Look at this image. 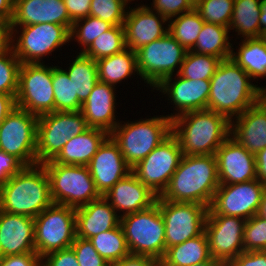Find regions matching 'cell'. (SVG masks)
<instances>
[{
    "mask_svg": "<svg viewBox=\"0 0 266 266\" xmlns=\"http://www.w3.org/2000/svg\"><path fill=\"white\" fill-rule=\"evenodd\" d=\"M219 185L215 155H183L159 197L173 202L199 203L209 208Z\"/></svg>",
    "mask_w": 266,
    "mask_h": 266,
    "instance_id": "1",
    "label": "cell"
},
{
    "mask_svg": "<svg viewBox=\"0 0 266 266\" xmlns=\"http://www.w3.org/2000/svg\"><path fill=\"white\" fill-rule=\"evenodd\" d=\"M250 80V76L233 60H222L210 79L206 110L219 113L231 122L260 100L261 87Z\"/></svg>",
    "mask_w": 266,
    "mask_h": 266,
    "instance_id": "2",
    "label": "cell"
},
{
    "mask_svg": "<svg viewBox=\"0 0 266 266\" xmlns=\"http://www.w3.org/2000/svg\"><path fill=\"white\" fill-rule=\"evenodd\" d=\"M172 134L183 155H215L231 134V122L214 111H191L172 119Z\"/></svg>",
    "mask_w": 266,
    "mask_h": 266,
    "instance_id": "3",
    "label": "cell"
},
{
    "mask_svg": "<svg viewBox=\"0 0 266 266\" xmlns=\"http://www.w3.org/2000/svg\"><path fill=\"white\" fill-rule=\"evenodd\" d=\"M53 204L48 174L42 164L25 166L1 186L0 210L38 216Z\"/></svg>",
    "mask_w": 266,
    "mask_h": 266,
    "instance_id": "4",
    "label": "cell"
},
{
    "mask_svg": "<svg viewBox=\"0 0 266 266\" xmlns=\"http://www.w3.org/2000/svg\"><path fill=\"white\" fill-rule=\"evenodd\" d=\"M120 123L109 135L131 168L172 134V120L168 115Z\"/></svg>",
    "mask_w": 266,
    "mask_h": 266,
    "instance_id": "5",
    "label": "cell"
},
{
    "mask_svg": "<svg viewBox=\"0 0 266 266\" xmlns=\"http://www.w3.org/2000/svg\"><path fill=\"white\" fill-rule=\"evenodd\" d=\"M120 225L132 255L161 261L165 255V224L159 209V196L150 208L121 216Z\"/></svg>",
    "mask_w": 266,
    "mask_h": 266,
    "instance_id": "6",
    "label": "cell"
},
{
    "mask_svg": "<svg viewBox=\"0 0 266 266\" xmlns=\"http://www.w3.org/2000/svg\"><path fill=\"white\" fill-rule=\"evenodd\" d=\"M42 165L49 177L54 204L78 208L101 197L87 166L65 165L53 160Z\"/></svg>",
    "mask_w": 266,
    "mask_h": 266,
    "instance_id": "7",
    "label": "cell"
},
{
    "mask_svg": "<svg viewBox=\"0 0 266 266\" xmlns=\"http://www.w3.org/2000/svg\"><path fill=\"white\" fill-rule=\"evenodd\" d=\"M19 27L20 33L17 28L8 30L9 44L21 64L43 63L42 57L71 41L70 29L65 25L40 23Z\"/></svg>",
    "mask_w": 266,
    "mask_h": 266,
    "instance_id": "8",
    "label": "cell"
},
{
    "mask_svg": "<svg viewBox=\"0 0 266 266\" xmlns=\"http://www.w3.org/2000/svg\"><path fill=\"white\" fill-rule=\"evenodd\" d=\"M35 251L41 257L71 247L76 238L75 208L52 204L34 218Z\"/></svg>",
    "mask_w": 266,
    "mask_h": 266,
    "instance_id": "9",
    "label": "cell"
},
{
    "mask_svg": "<svg viewBox=\"0 0 266 266\" xmlns=\"http://www.w3.org/2000/svg\"><path fill=\"white\" fill-rule=\"evenodd\" d=\"M88 128L81 111H54L38 116L37 164L53 160L68 139L83 133Z\"/></svg>",
    "mask_w": 266,
    "mask_h": 266,
    "instance_id": "10",
    "label": "cell"
},
{
    "mask_svg": "<svg viewBox=\"0 0 266 266\" xmlns=\"http://www.w3.org/2000/svg\"><path fill=\"white\" fill-rule=\"evenodd\" d=\"M187 50L169 33L136 51L137 67L142 80L154 89L163 79L180 71Z\"/></svg>",
    "mask_w": 266,
    "mask_h": 266,
    "instance_id": "11",
    "label": "cell"
},
{
    "mask_svg": "<svg viewBox=\"0 0 266 266\" xmlns=\"http://www.w3.org/2000/svg\"><path fill=\"white\" fill-rule=\"evenodd\" d=\"M15 99L16 107L37 116L54 112L52 67L44 63L21 64Z\"/></svg>",
    "mask_w": 266,
    "mask_h": 266,
    "instance_id": "12",
    "label": "cell"
},
{
    "mask_svg": "<svg viewBox=\"0 0 266 266\" xmlns=\"http://www.w3.org/2000/svg\"><path fill=\"white\" fill-rule=\"evenodd\" d=\"M38 116L16 107L0 124V150L14 155L25 166L37 164Z\"/></svg>",
    "mask_w": 266,
    "mask_h": 266,
    "instance_id": "13",
    "label": "cell"
},
{
    "mask_svg": "<svg viewBox=\"0 0 266 266\" xmlns=\"http://www.w3.org/2000/svg\"><path fill=\"white\" fill-rule=\"evenodd\" d=\"M183 157L178 139L171 134L154 148L131 172L156 196H160L168 186Z\"/></svg>",
    "mask_w": 266,
    "mask_h": 266,
    "instance_id": "14",
    "label": "cell"
},
{
    "mask_svg": "<svg viewBox=\"0 0 266 266\" xmlns=\"http://www.w3.org/2000/svg\"><path fill=\"white\" fill-rule=\"evenodd\" d=\"M159 209L165 224V253L205 231L208 207L199 203L173 202L159 197Z\"/></svg>",
    "mask_w": 266,
    "mask_h": 266,
    "instance_id": "15",
    "label": "cell"
},
{
    "mask_svg": "<svg viewBox=\"0 0 266 266\" xmlns=\"http://www.w3.org/2000/svg\"><path fill=\"white\" fill-rule=\"evenodd\" d=\"M264 187L258 179L219 185L207 215H227L248 220L258 212Z\"/></svg>",
    "mask_w": 266,
    "mask_h": 266,
    "instance_id": "16",
    "label": "cell"
},
{
    "mask_svg": "<svg viewBox=\"0 0 266 266\" xmlns=\"http://www.w3.org/2000/svg\"><path fill=\"white\" fill-rule=\"evenodd\" d=\"M246 220L227 215H207L205 233L213 259L228 265L244 251L243 233Z\"/></svg>",
    "mask_w": 266,
    "mask_h": 266,
    "instance_id": "17",
    "label": "cell"
},
{
    "mask_svg": "<svg viewBox=\"0 0 266 266\" xmlns=\"http://www.w3.org/2000/svg\"><path fill=\"white\" fill-rule=\"evenodd\" d=\"M220 185L257 179L255 154L246 150L231 135L215 153Z\"/></svg>",
    "mask_w": 266,
    "mask_h": 266,
    "instance_id": "18",
    "label": "cell"
},
{
    "mask_svg": "<svg viewBox=\"0 0 266 266\" xmlns=\"http://www.w3.org/2000/svg\"><path fill=\"white\" fill-rule=\"evenodd\" d=\"M172 77H166L154 88L164 95L167 94L168 100L175 105L174 109L177 108L175 110L178 113L168 115L171 120L187 112L207 109L210 80L186 79L177 73V79Z\"/></svg>",
    "mask_w": 266,
    "mask_h": 266,
    "instance_id": "19",
    "label": "cell"
},
{
    "mask_svg": "<svg viewBox=\"0 0 266 266\" xmlns=\"http://www.w3.org/2000/svg\"><path fill=\"white\" fill-rule=\"evenodd\" d=\"M87 167L101 196L132 170L110 135L99 146Z\"/></svg>",
    "mask_w": 266,
    "mask_h": 266,
    "instance_id": "20",
    "label": "cell"
},
{
    "mask_svg": "<svg viewBox=\"0 0 266 266\" xmlns=\"http://www.w3.org/2000/svg\"><path fill=\"white\" fill-rule=\"evenodd\" d=\"M169 22L167 18L155 13L147 5H141L136 8L127 9L124 20L125 42L126 47L136 52L143 46L154 40L164 37L169 28L163 27Z\"/></svg>",
    "mask_w": 266,
    "mask_h": 266,
    "instance_id": "21",
    "label": "cell"
},
{
    "mask_svg": "<svg viewBox=\"0 0 266 266\" xmlns=\"http://www.w3.org/2000/svg\"><path fill=\"white\" fill-rule=\"evenodd\" d=\"M40 23H55L71 29V21L63 0H14V11L8 29Z\"/></svg>",
    "mask_w": 266,
    "mask_h": 266,
    "instance_id": "22",
    "label": "cell"
},
{
    "mask_svg": "<svg viewBox=\"0 0 266 266\" xmlns=\"http://www.w3.org/2000/svg\"><path fill=\"white\" fill-rule=\"evenodd\" d=\"M34 218L0 210V257L36 253Z\"/></svg>",
    "mask_w": 266,
    "mask_h": 266,
    "instance_id": "23",
    "label": "cell"
},
{
    "mask_svg": "<svg viewBox=\"0 0 266 266\" xmlns=\"http://www.w3.org/2000/svg\"><path fill=\"white\" fill-rule=\"evenodd\" d=\"M103 197L121 216L150 208L157 197L132 172L119 180Z\"/></svg>",
    "mask_w": 266,
    "mask_h": 266,
    "instance_id": "24",
    "label": "cell"
},
{
    "mask_svg": "<svg viewBox=\"0 0 266 266\" xmlns=\"http://www.w3.org/2000/svg\"><path fill=\"white\" fill-rule=\"evenodd\" d=\"M115 87L101 81L96 83L80 110L88 127L102 129L110 134L118 125L119 121L115 117Z\"/></svg>",
    "mask_w": 266,
    "mask_h": 266,
    "instance_id": "25",
    "label": "cell"
},
{
    "mask_svg": "<svg viewBox=\"0 0 266 266\" xmlns=\"http://www.w3.org/2000/svg\"><path fill=\"white\" fill-rule=\"evenodd\" d=\"M230 135L250 153L263 150L266 147V105L259 100L232 119Z\"/></svg>",
    "mask_w": 266,
    "mask_h": 266,
    "instance_id": "26",
    "label": "cell"
},
{
    "mask_svg": "<svg viewBox=\"0 0 266 266\" xmlns=\"http://www.w3.org/2000/svg\"><path fill=\"white\" fill-rule=\"evenodd\" d=\"M76 237L89 239L120 225L121 215L101 196L99 199L75 208Z\"/></svg>",
    "mask_w": 266,
    "mask_h": 266,
    "instance_id": "27",
    "label": "cell"
},
{
    "mask_svg": "<svg viewBox=\"0 0 266 266\" xmlns=\"http://www.w3.org/2000/svg\"><path fill=\"white\" fill-rule=\"evenodd\" d=\"M108 136L102 129L89 127L83 133L68 139L53 161L65 165L87 166Z\"/></svg>",
    "mask_w": 266,
    "mask_h": 266,
    "instance_id": "28",
    "label": "cell"
},
{
    "mask_svg": "<svg viewBox=\"0 0 266 266\" xmlns=\"http://www.w3.org/2000/svg\"><path fill=\"white\" fill-rule=\"evenodd\" d=\"M208 238L205 231L166 250L161 266H192L210 260Z\"/></svg>",
    "mask_w": 266,
    "mask_h": 266,
    "instance_id": "29",
    "label": "cell"
},
{
    "mask_svg": "<svg viewBox=\"0 0 266 266\" xmlns=\"http://www.w3.org/2000/svg\"><path fill=\"white\" fill-rule=\"evenodd\" d=\"M98 81L115 86L122 80L131 77L134 73L139 75L136 52L126 48L112 56L96 61Z\"/></svg>",
    "mask_w": 266,
    "mask_h": 266,
    "instance_id": "30",
    "label": "cell"
},
{
    "mask_svg": "<svg viewBox=\"0 0 266 266\" xmlns=\"http://www.w3.org/2000/svg\"><path fill=\"white\" fill-rule=\"evenodd\" d=\"M229 28L214 23L203 24L197 41L191 51L226 60L231 57L232 43L229 42Z\"/></svg>",
    "mask_w": 266,
    "mask_h": 266,
    "instance_id": "31",
    "label": "cell"
},
{
    "mask_svg": "<svg viewBox=\"0 0 266 266\" xmlns=\"http://www.w3.org/2000/svg\"><path fill=\"white\" fill-rule=\"evenodd\" d=\"M238 51L231 52L230 59L240 66L253 80L266 78V45L258 38L241 40Z\"/></svg>",
    "mask_w": 266,
    "mask_h": 266,
    "instance_id": "32",
    "label": "cell"
},
{
    "mask_svg": "<svg viewBox=\"0 0 266 266\" xmlns=\"http://www.w3.org/2000/svg\"><path fill=\"white\" fill-rule=\"evenodd\" d=\"M65 71L69 76V80L73 82L79 102L83 104L98 82L96 61L79 52L68 70Z\"/></svg>",
    "mask_w": 266,
    "mask_h": 266,
    "instance_id": "33",
    "label": "cell"
},
{
    "mask_svg": "<svg viewBox=\"0 0 266 266\" xmlns=\"http://www.w3.org/2000/svg\"><path fill=\"white\" fill-rule=\"evenodd\" d=\"M260 4L261 0H234L229 30H235L244 39L258 38Z\"/></svg>",
    "mask_w": 266,
    "mask_h": 266,
    "instance_id": "34",
    "label": "cell"
},
{
    "mask_svg": "<svg viewBox=\"0 0 266 266\" xmlns=\"http://www.w3.org/2000/svg\"><path fill=\"white\" fill-rule=\"evenodd\" d=\"M89 241L111 266L130 255L121 225L97 234L89 238Z\"/></svg>",
    "mask_w": 266,
    "mask_h": 266,
    "instance_id": "35",
    "label": "cell"
},
{
    "mask_svg": "<svg viewBox=\"0 0 266 266\" xmlns=\"http://www.w3.org/2000/svg\"><path fill=\"white\" fill-rule=\"evenodd\" d=\"M173 18L175 19H169L166 24L169 28L168 33L187 51L191 50L202 30L204 20L195 9Z\"/></svg>",
    "mask_w": 266,
    "mask_h": 266,
    "instance_id": "36",
    "label": "cell"
},
{
    "mask_svg": "<svg viewBox=\"0 0 266 266\" xmlns=\"http://www.w3.org/2000/svg\"><path fill=\"white\" fill-rule=\"evenodd\" d=\"M52 86L54 88V111H80L82 104L75 94L73 82L62 67L52 65Z\"/></svg>",
    "mask_w": 266,
    "mask_h": 266,
    "instance_id": "37",
    "label": "cell"
},
{
    "mask_svg": "<svg viewBox=\"0 0 266 266\" xmlns=\"http://www.w3.org/2000/svg\"><path fill=\"white\" fill-rule=\"evenodd\" d=\"M126 48L124 27L123 25H115L98 36L82 53L97 61L119 53Z\"/></svg>",
    "mask_w": 266,
    "mask_h": 266,
    "instance_id": "38",
    "label": "cell"
},
{
    "mask_svg": "<svg viewBox=\"0 0 266 266\" xmlns=\"http://www.w3.org/2000/svg\"><path fill=\"white\" fill-rule=\"evenodd\" d=\"M221 61L218 57L189 50L178 74L191 80H210Z\"/></svg>",
    "mask_w": 266,
    "mask_h": 266,
    "instance_id": "39",
    "label": "cell"
},
{
    "mask_svg": "<svg viewBox=\"0 0 266 266\" xmlns=\"http://www.w3.org/2000/svg\"><path fill=\"white\" fill-rule=\"evenodd\" d=\"M112 25L100 18L88 15L85 18L76 20L70 29V40L77 41L81 47L80 53L85 51L93 41L111 28Z\"/></svg>",
    "mask_w": 266,
    "mask_h": 266,
    "instance_id": "40",
    "label": "cell"
},
{
    "mask_svg": "<svg viewBox=\"0 0 266 266\" xmlns=\"http://www.w3.org/2000/svg\"><path fill=\"white\" fill-rule=\"evenodd\" d=\"M20 65L10 44L0 49V94L16 96Z\"/></svg>",
    "mask_w": 266,
    "mask_h": 266,
    "instance_id": "41",
    "label": "cell"
},
{
    "mask_svg": "<svg viewBox=\"0 0 266 266\" xmlns=\"http://www.w3.org/2000/svg\"><path fill=\"white\" fill-rule=\"evenodd\" d=\"M234 8V0H202L194 9L204 22L229 28Z\"/></svg>",
    "mask_w": 266,
    "mask_h": 266,
    "instance_id": "42",
    "label": "cell"
},
{
    "mask_svg": "<svg viewBox=\"0 0 266 266\" xmlns=\"http://www.w3.org/2000/svg\"><path fill=\"white\" fill-rule=\"evenodd\" d=\"M127 7L122 0H91L89 15L100 18L112 26L123 25Z\"/></svg>",
    "mask_w": 266,
    "mask_h": 266,
    "instance_id": "43",
    "label": "cell"
},
{
    "mask_svg": "<svg viewBox=\"0 0 266 266\" xmlns=\"http://www.w3.org/2000/svg\"><path fill=\"white\" fill-rule=\"evenodd\" d=\"M243 246L244 251H266V219L256 214L246 220Z\"/></svg>",
    "mask_w": 266,
    "mask_h": 266,
    "instance_id": "44",
    "label": "cell"
},
{
    "mask_svg": "<svg viewBox=\"0 0 266 266\" xmlns=\"http://www.w3.org/2000/svg\"><path fill=\"white\" fill-rule=\"evenodd\" d=\"M71 248L79 266H111L94 248L89 239L76 237Z\"/></svg>",
    "mask_w": 266,
    "mask_h": 266,
    "instance_id": "45",
    "label": "cell"
},
{
    "mask_svg": "<svg viewBox=\"0 0 266 266\" xmlns=\"http://www.w3.org/2000/svg\"><path fill=\"white\" fill-rule=\"evenodd\" d=\"M151 5L152 10L168 20L194 9L189 0H153Z\"/></svg>",
    "mask_w": 266,
    "mask_h": 266,
    "instance_id": "46",
    "label": "cell"
},
{
    "mask_svg": "<svg viewBox=\"0 0 266 266\" xmlns=\"http://www.w3.org/2000/svg\"><path fill=\"white\" fill-rule=\"evenodd\" d=\"M25 165L14 155L0 150V185L6 184L11 177L21 171Z\"/></svg>",
    "mask_w": 266,
    "mask_h": 266,
    "instance_id": "47",
    "label": "cell"
},
{
    "mask_svg": "<svg viewBox=\"0 0 266 266\" xmlns=\"http://www.w3.org/2000/svg\"><path fill=\"white\" fill-rule=\"evenodd\" d=\"M42 266H79L74 250L69 247L47 254Z\"/></svg>",
    "mask_w": 266,
    "mask_h": 266,
    "instance_id": "48",
    "label": "cell"
},
{
    "mask_svg": "<svg viewBox=\"0 0 266 266\" xmlns=\"http://www.w3.org/2000/svg\"><path fill=\"white\" fill-rule=\"evenodd\" d=\"M0 266H42V258L37 253L3 256Z\"/></svg>",
    "mask_w": 266,
    "mask_h": 266,
    "instance_id": "49",
    "label": "cell"
},
{
    "mask_svg": "<svg viewBox=\"0 0 266 266\" xmlns=\"http://www.w3.org/2000/svg\"><path fill=\"white\" fill-rule=\"evenodd\" d=\"M227 266H266V251H243Z\"/></svg>",
    "mask_w": 266,
    "mask_h": 266,
    "instance_id": "50",
    "label": "cell"
},
{
    "mask_svg": "<svg viewBox=\"0 0 266 266\" xmlns=\"http://www.w3.org/2000/svg\"><path fill=\"white\" fill-rule=\"evenodd\" d=\"M69 17L74 23L76 20L85 18L90 13L91 0H63Z\"/></svg>",
    "mask_w": 266,
    "mask_h": 266,
    "instance_id": "51",
    "label": "cell"
},
{
    "mask_svg": "<svg viewBox=\"0 0 266 266\" xmlns=\"http://www.w3.org/2000/svg\"><path fill=\"white\" fill-rule=\"evenodd\" d=\"M112 266H161V261L147 256L132 255L124 257Z\"/></svg>",
    "mask_w": 266,
    "mask_h": 266,
    "instance_id": "52",
    "label": "cell"
},
{
    "mask_svg": "<svg viewBox=\"0 0 266 266\" xmlns=\"http://www.w3.org/2000/svg\"><path fill=\"white\" fill-rule=\"evenodd\" d=\"M16 108V99L14 95L0 94V124L6 119V116Z\"/></svg>",
    "mask_w": 266,
    "mask_h": 266,
    "instance_id": "53",
    "label": "cell"
},
{
    "mask_svg": "<svg viewBox=\"0 0 266 266\" xmlns=\"http://www.w3.org/2000/svg\"><path fill=\"white\" fill-rule=\"evenodd\" d=\"M257 179L266 185V147L255 154Z\"/></svg>",
    "mask_w": 266,
    "mask_h": 266,
    "instance_id": "54",
    "label": "cell"
},
{
    "mask_svg": "<svg viewBox=\"0 0 266 266\" xmlns=\"http://www.w3.org/2000/svg\"><path fill=\"white\" fill-rule=\"evenodd\" d=\"M14 0H0V19L9 24L13 17Z\"/></svg>",
    "mask_w": 266,
    "mask_h": 266,
    "instance_id": "55",
    "label": "cell"
},
{
    "mask_svg": "<svg viewBox=\"0 0 266 266\" xmlns=\"http://www.w3.org/2000/svg\"><path fill=\"white\" fill-rule=\"evenodd\" d=\"M9 44L8 24L0 19V49Z\"/></svg>",
    "mask_w": 266,
    "mask_h": 266,
    "instance_id": "56",
    "label": "cell"
},
{
    "mask_svg": "<svg viewBox=\"0 0 266 266\" xmlns=\"http://www.w3.org/2000/svg\"><path fill=\"white\" fill-rule=\"evenodd\" d=\"M260 18H259V37L260 34L266 31V0H261L260 4Z\"/></svg>",
    "mask_w": 266,
    "mask_h": 266,
    "instance_id": "57",
    "label": "cell"
},
{
    "mask_svg": "<svg viewBox=\"0 0 266 266\" xmlns=\"http://www.w3.org/2000/svg\"><path fill=\"white\" fill-rule=\"evenodd\" d=\"M257 215L266 219V185L263 189L261 203H260Z\"/></svg>",
    "mask_w": 266,
    "mask_h": 266,
    "instance_id": "58",
    "label": "cell"
},
{
    "mask_svg": "<svg viewBox=\"0 0 266 266\" xmlns=\"http://www.w3.org/2000/svg\"><path fill=\"white\" fill-rule=\"evenodd\" d=\"M192 266H227L225 263H223L222 261L219 260H215L213 258H211L208 261L205 262H201Z\"/></svg>",
    "mask_w": 266,
    "mask_h": 266,
    "instance_id": "59",
    "label": "cell"
},
{
    "mask_svg": "<svg viewBox=\"0 0 266 266\" xmlns=\"http://www.w3.org/2000/svg\"><path fill=\"white\" fill-rule=\"evenodd\" d=\"M260 100L266 105V88L261 87Z\"/></svg>",
    "mask_w": 266,
    "mask_h": 266,
    "instance_id": "60",
    "label": "cell"
},
{
    "mask_svg": "<svg viewBox=\"0 0 266 266\" xmlns=\"http://www.w3.org/2000/svg\"><path fill=\"white\" fill-rule=\"evenodd\" d=\"M263 43L266 45V31L262 32L259 37Z\"/></svg>",
    "mask_w": 266,
    "mask_h": 266,
    "instance_id": "61",
    "label": "cell"
},
{
    "mask_svg": "<svg viewBox=\"0 0 266 266\" xmlns=\"http://www.w3.org/2000/svg\"><path fill=\"white\" fill-rule=\"evenodd\" d=\"M191 2V4L195 7L199 2H201L202 0H189Z\"/></svg>",
    "mask_w": 266,
    "mask_h": 266,
    "instance_id": "62",
    "label": "cell"
},
{
    "mask_svg": "<svg viewBox=\"0 0 266 266\" xmlns=\"http://www.w3.org/2000/svg\"><path fill=\"white\" fill-rule=\"evenodd\" d=\"M126 5H128L129 4V2H131V1H134V0H122ZM128 3V4H127Z\"/></svg>",
    "mask_w": 266,
    "mask_h": 266,
    "instance_id": "63",
    "label": "cell"
}]
</instances>
